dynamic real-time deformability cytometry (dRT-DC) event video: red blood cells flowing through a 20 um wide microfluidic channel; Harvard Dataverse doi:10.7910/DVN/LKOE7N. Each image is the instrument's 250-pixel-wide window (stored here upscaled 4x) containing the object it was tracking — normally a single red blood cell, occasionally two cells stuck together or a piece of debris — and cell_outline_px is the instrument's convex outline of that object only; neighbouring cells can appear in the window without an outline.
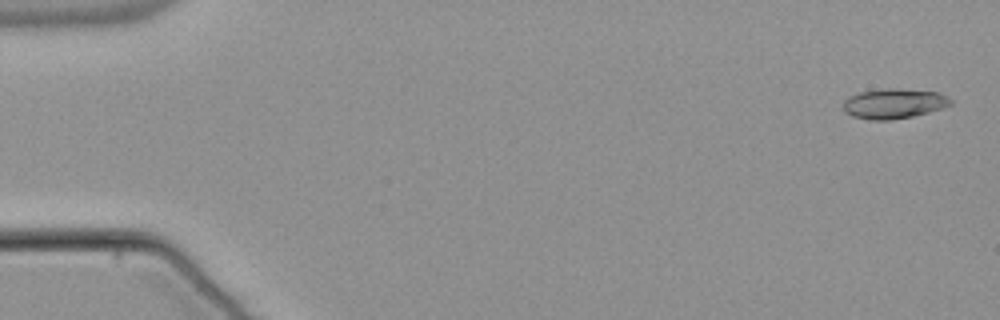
{"species": "common noctule bat (a hibernating species)", "species_latin": "Nyctalus noctula", "temperature_condition": "warm", "stored_images_in_passage": 54, "camera_frame_rate_fps": 3000, "um_per_image_px": 0.085, "animal": {"sex": "male", "body_mass_g": 21.5, "forearm_length_mm": 52.0}, "frame": {"image": 1, "passage_image": 2, "time_ms": 0.333, "image_size_px": [1000, 320], "cell_outline_px": [[952, 104], [928, 112], [912, 116], [892, 120], [868, 120], [852, 116], [844, 112], [844, 100], [848, 96], [860, 92], [884, 88], [900, 88], [936, 92], [948, 96], [952, 100]], "centroid_in_image_um": [75.95, 8.8], "position_along_channel_um": 9.1, "area_um2": 18.84}}
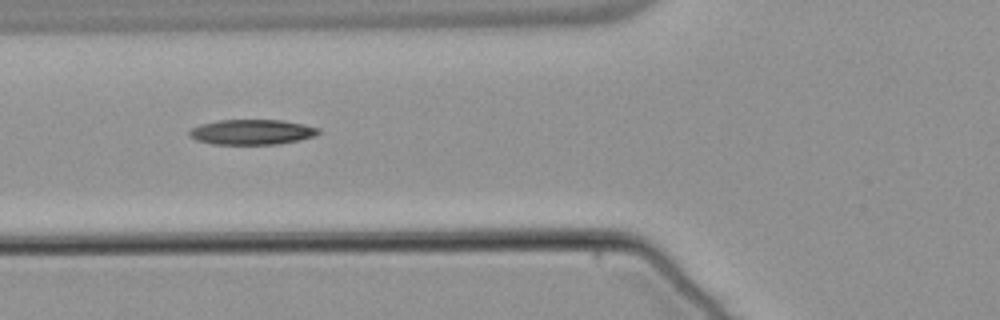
{"frame": {"image": 2, "passage_image": 21, "time_ms": 6.667, "image_size_px": [1000, 320], "cell_outline_px": [[320, 132], [316, 136], [300, 140], [276, 144], [212, 144], [196, 140], [188, 136], [188, 132], [192, 128], [200, 124], [220, 120], [284, 120], [304, 124], [320, 128]], "centroid_in_image_um": [21.43, 11.22], "position_along_channel_um": 104.4, "area_um2": 19.07}}
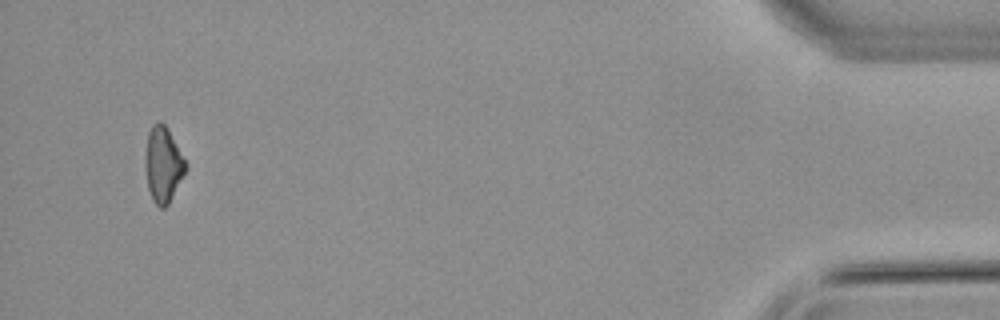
{"frame": {"image": 3, "passage_image": 52, "time_ms": 17.0, "image_size_px": [1000, 320], "cell_outline_px": [[188, 168], [168, 204], [164, 208], [160, 208], [152, 200], [148, 188], [144, 164], [144, 156], [148, 132], [152, 124], [160, 120], [168, 128], [188, 164]], "centroid_in_image_um": [13.86, 13.96], "position_along_channel_um": 421.3, "area_um2": 18.15}}